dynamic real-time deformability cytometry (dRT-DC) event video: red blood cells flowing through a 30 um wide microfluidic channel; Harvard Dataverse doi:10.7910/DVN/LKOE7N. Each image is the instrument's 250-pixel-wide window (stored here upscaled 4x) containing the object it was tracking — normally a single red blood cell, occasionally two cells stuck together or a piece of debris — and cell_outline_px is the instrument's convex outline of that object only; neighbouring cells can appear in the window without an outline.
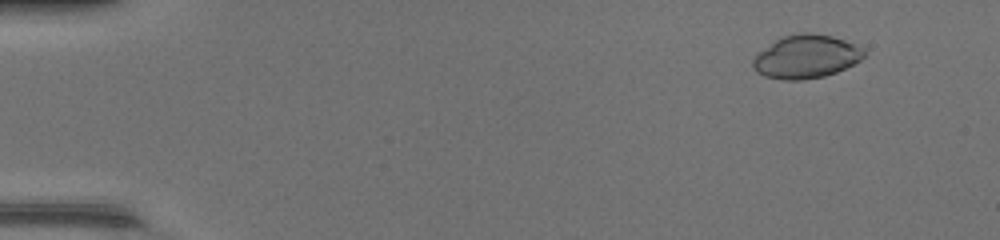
{"species": "common noctule bat (a hibernating species)", "species_latin": "Nyctalus noctula", "temperature_condition": "warm", "stored_images_in_passage": 49, "camera_frame_rate_fps": 3000, "um_per_image_px": 0.085, "animal": {"sex": "female", "body_mass_g": 17.0, "forearm_length_mm": 48.0}, "frame": {"image": 1, "passage_image": 5, "time_ms": 1.333, "image_size_px": [1000, 240], "cell_outline_px": [[864, 56], [860, 60], [836, 72], [824, 76], [800, 80], [784, 80], [764, 76], [756, 72], [752, 64], [752, 60], [760, 52], [780, 36], [800, 32], [808, 32], [832, 36], [844, 40], [864, 48]], "centroid_in_image_um": [68.5, 4.81], "position_along_channel_um": 16.5, "area_um2": 27.92}}
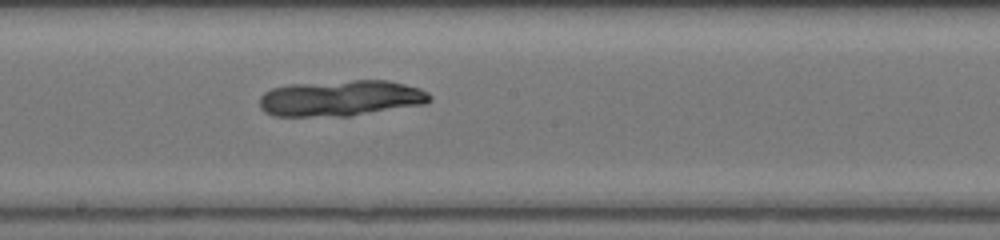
{"frame": {"image": 2, "passage_image": 28, "time_ms": 9.0, "image_size_px": [1000, 240], "cell_outline_px": [[432, 100], [424, 104], [352, 116], [272, 116], [264, 112], [260, 108], [260, 96], [264, 92], [272, 88], [288, 84], [352, 80], [388, 80], [420, 88], [428, 92], [432, 96]], "centroid_in_image_um": [28.96, 8.35], "position_along_channel_um": 219.2, "area_um2": 36.01}}
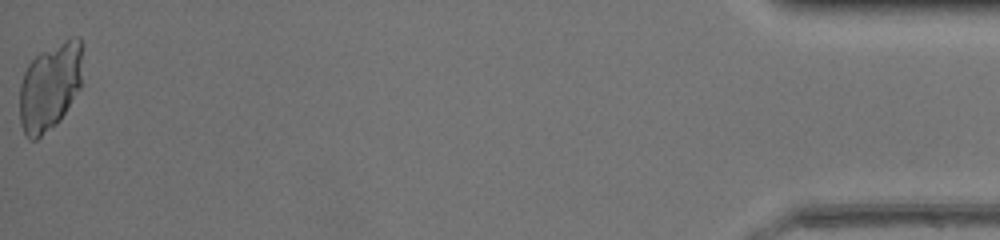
{"frame": {"image": 3, "passage_image": 49, "time_ms": 16.0, "image_size_px": [1000, 240], "cell_outline_px": [[80, 88], [60, 120], [56, 124], [36, 140], [32, 140], [24, 132], [20, 124], [20, 84], [24, 72], [28, 64], [40, 52], [72, 36], [80, 36]], "centroid_in_image_um": [4.21, 7.37], "position_along_channel_um": 431.0, "area_um2": 31.73}}